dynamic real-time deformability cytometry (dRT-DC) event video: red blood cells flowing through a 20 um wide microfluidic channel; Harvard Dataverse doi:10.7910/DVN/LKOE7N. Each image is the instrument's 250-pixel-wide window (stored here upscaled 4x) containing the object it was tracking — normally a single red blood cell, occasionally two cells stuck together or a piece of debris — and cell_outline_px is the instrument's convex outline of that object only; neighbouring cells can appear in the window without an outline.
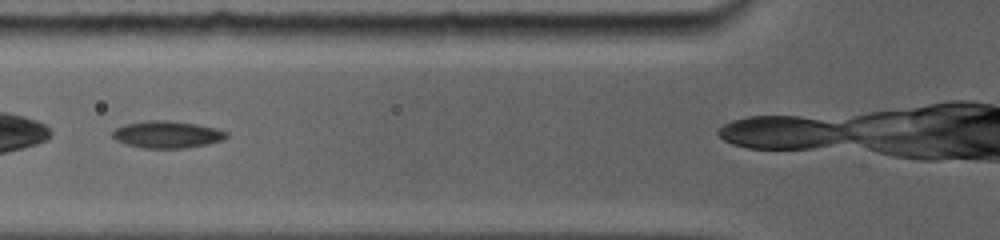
{"species": "common noctule bat (a hibernating species)", "species_latin": "Nyctalus noctula", "temperature_condition": "room temperature", "stored_images_in_passage": 17, "camera_frame_rate_fps": 5000, "um_per_image_px": 0.085, "animal": {"sex": "female", "body_mass_g": 19.0, "forearm_length_mm": 56.7}, "frame": {"image": 1, "passage_image": 3, "time_ms": 1.2, "image_size_px": [1000, 240], "cell_outline_px": [[228, 136], [220, 140], [204, 144], [180, 148], [144, 148], [128, 144], [112, 136], [112, 132], [116, 128], [128, 124], [152, 120], [168, 120], [192, 124], [212, 128], [224, 132]], "centroid_in_image_um": [14.16, 11.43], "position_along_channel_um": 111.6, "area_um2": 17.05}}